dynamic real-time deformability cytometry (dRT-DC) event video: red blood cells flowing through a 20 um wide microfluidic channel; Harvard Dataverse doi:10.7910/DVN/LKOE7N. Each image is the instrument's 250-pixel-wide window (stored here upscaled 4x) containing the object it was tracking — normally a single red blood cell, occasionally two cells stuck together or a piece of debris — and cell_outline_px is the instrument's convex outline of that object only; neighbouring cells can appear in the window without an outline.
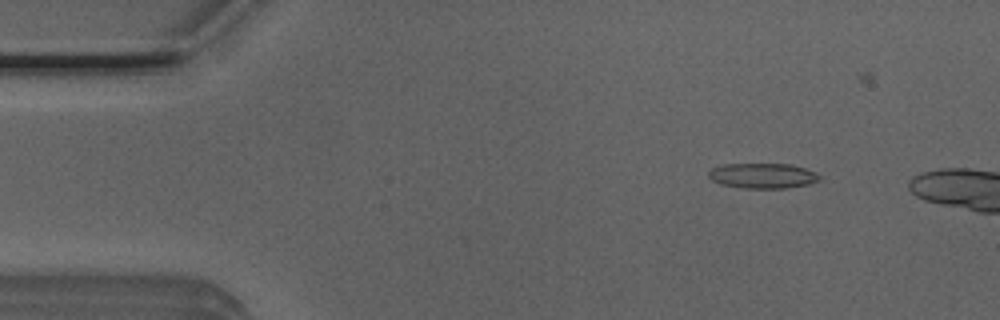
{"species": "Egyptian fruit bat (a non-hibernating species)", "species_latin": "Rousettus aegyptiacus", "temperature_condition": "room temperature", "stored_images_in_passage": 10, "camera_frame_rate_fps": 3000, "um_per_image_px": 0.085, "animal": {"sex": "male"}, "frame": {"image": 1, "passage_image": 7, "time_ms": 2.0, "image_size_px": [1000, 320], "cell_outline_px": [[812, 180], [800, 184], [728, 184], [720, 180], [744, 164], [780, 164], [800, 168], [808, 172]], "centroid_in_image_um": [65.22, 14.87], "position_along_channel_um": 19.8, "area_um2": 10.64}}